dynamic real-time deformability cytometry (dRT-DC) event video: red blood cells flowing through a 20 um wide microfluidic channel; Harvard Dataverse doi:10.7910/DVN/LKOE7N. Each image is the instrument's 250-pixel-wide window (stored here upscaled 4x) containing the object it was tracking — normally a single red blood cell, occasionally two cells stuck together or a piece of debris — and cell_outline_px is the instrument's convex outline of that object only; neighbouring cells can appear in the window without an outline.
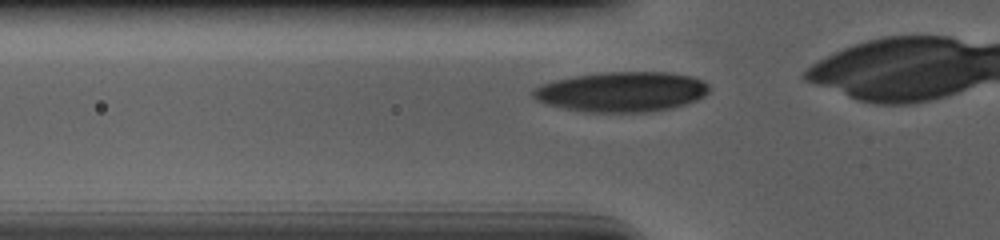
{"species": "human", "species_latin": "Homo sapiens", "temperature_condition": "cold", "stored_images_in_passage": 31, "camera_frame_rate_fps": 3000, "um_per_image_px": 0.085, "donor": {"sex": "male"}, "frame": {"image": 1, "passage_image": 5, "time_ms": 1.333, "image_size_px": [1000, 240], "cell_outline_px": [[708, 92], [704, 96], [696, 100], [672, 108], [652, 112], [584, 112], [564, 108], [548, 104], [536, 100], [532, 96], [532, 88], [556, 80], [576, 76], [608, 72], [668, 72], [692, 76], [704, 80], [708, 84]], "centroid_in_image_um": [52.87, 7.81], "position_along_channel_um": 72.9, "area_um2": 41.04}}
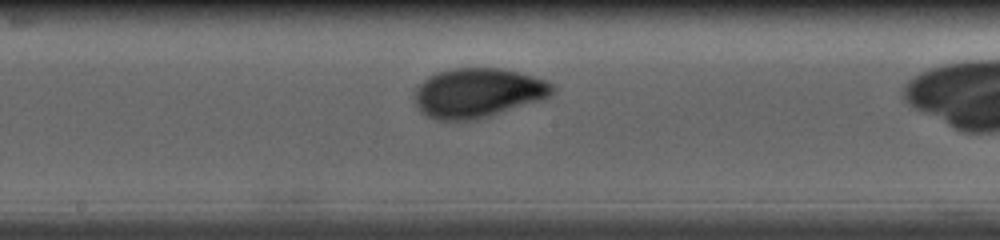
{"frame": {"image": 2, "passage_image": 16, "time_ms": 5.0, "image_size_px": [1000, 240], "cell_outline_px": [[556, 88], [548, 96], [540, 100], [488, 116], [472, 120], [436, 120], [420, 112], [412, 96], [416, 88], [428, 76], [436, 72], [452, 68], [504, 68], [520, 72], [548, 80]], "centroid_in_image_um": [40.59, 7.87], "position_along_channel_um": 207.6, "area_um2": 39.82}}
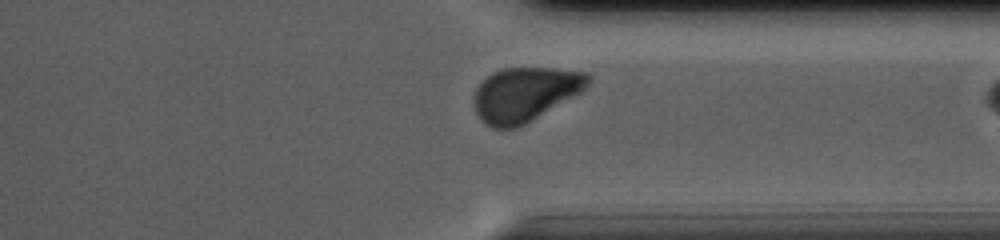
{"frame": {"image": 3, "passage_image": 29, "time_ms": 9.333, "image_size_px": [1000, 240], "cell_outline_px": [[592, 80], [580, 92], [524, 124], [512, 128], [492, 128], [484, 124], [480, 120], [476, 112], [472, 100], [476, 88], [492, 72], [504, 68], [552, 68], [588, 72], [592, 76]], "centroid_in_image_um": [44.6, 8.0], "position_along_channel_um": 366.8, "area_um2": 35.84}}